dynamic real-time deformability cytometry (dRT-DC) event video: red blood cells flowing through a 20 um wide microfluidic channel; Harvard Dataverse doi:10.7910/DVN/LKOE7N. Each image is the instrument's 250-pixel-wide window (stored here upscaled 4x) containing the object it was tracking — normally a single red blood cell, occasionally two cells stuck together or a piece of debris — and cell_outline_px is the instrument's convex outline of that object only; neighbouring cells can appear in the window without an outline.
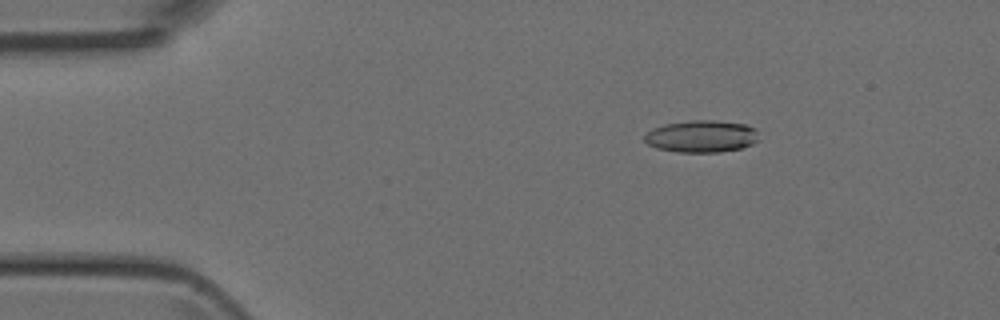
{"species": "Egyptian fruit bat (a non-hibernating species)", "species_latin": "Rousettus aegyptiacus", "temperature_condition": "room temperature", "stored_images_in_passage": 48, "camera_frame_rate_fps": 3000, "um_per_image_px": 0.085, "animal": {"sex": "female"}, "frame": {"image": 1, "passage_image": 8, "time_ms": 2.333, "image_size_px": [1000, 320], "cell_outline_px": [[756, 140], [752, 144], [740, 148], [720, 152], [676, 152], [656, 148], [648, 144], [644, 140], [644, 136], [652, 128], [664, 124], [692, 120], [716, 120], [744, 124], [756, 128]], "centroid_in_image_um": [59.59, 11.58], "position_along_channel_um": 25.4, "area_um2": 21.33}}
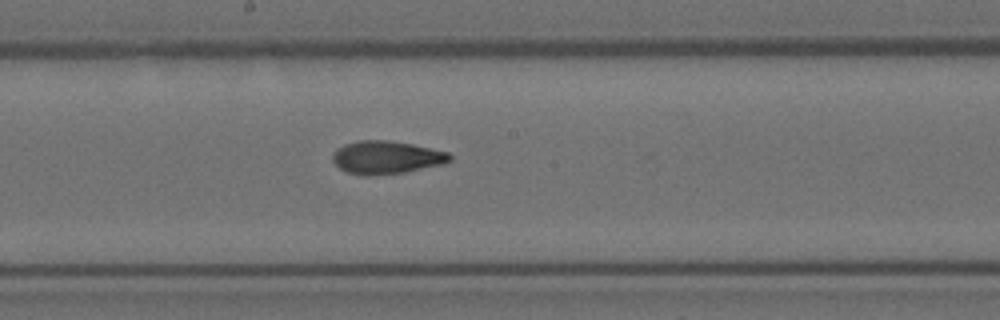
{"frame": {"image": 2, "passage_image": 26, "time_ms": 8.333, "image_size_px": [1000, 320], "cell_outline_px": [[452, 160], [444, 164], [404, 172], [368, 176], [364, 176], [348, 172], [340, 168], [332, 160], [332, 156], [336, 148], [344, 144], [360, 140], [388, 140], [412, 144], [448, 152], [452, 156]], "centroid_in_image_um": [32.84, 13.38], "position_along_channel_um": 215.4, "area_um2": 22.54}}
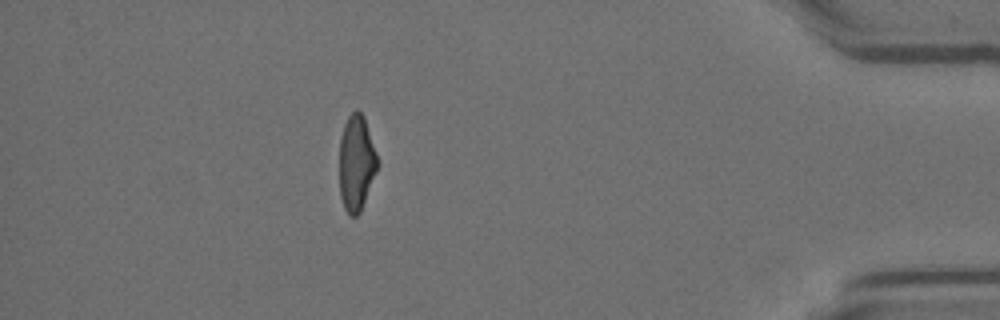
{"frame": {"image": 3, "passage_image": 43, "time_ms": 14.0, "image_size_px": [1000, 320], "cell_outline_px": [[380, 164], [360, 212], [356, 216], [348, 216], [344, 208], [340, 196], [340, 136], [344, 124], [348, 116], [356, 108], [364, 116]], "centroid_in_image_um": [30.3, 13.85], "position_along_channel_um": 404.9, "area_um2": 21.44}}